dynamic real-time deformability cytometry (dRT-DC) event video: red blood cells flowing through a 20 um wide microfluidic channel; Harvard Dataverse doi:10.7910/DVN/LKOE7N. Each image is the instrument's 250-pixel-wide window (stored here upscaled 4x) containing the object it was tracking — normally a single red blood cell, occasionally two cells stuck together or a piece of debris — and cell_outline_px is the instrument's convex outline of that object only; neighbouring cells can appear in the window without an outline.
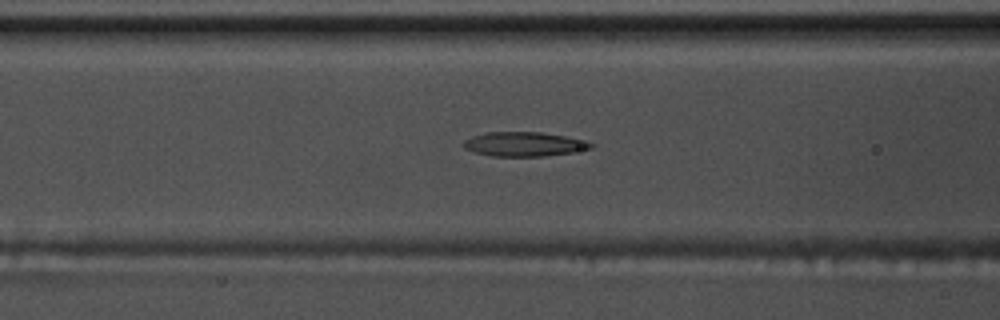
{"species": "common noctule bat (a hibernating species)", "species_latin": "Nyctalus noctula", "temperature_condition": "warm", "stored_images_in_passage": 41, "segment_of_instrument_passage": [1, 2], "camera_frame_rate_fps": 3000, "um_per_image_px": 0.085, "animal": {"sex": "male", "body_mass_g": 17.5, "forearm_length_mm": 52.3}, "frame": {"image": 1, "passage_image": 18, "time_ms": 5.667, "image_size_px": [1000, 320], "cell_outline_px": [[596, 144], [592, 148], [572, 152], [544, 156], [492, 156], [476, 152], [464, 148], [464, 140], [472, 136], [488, 132], [540, 132], [588, 140]], "centroid_in_image_um": [44.6, 12.25], "position_along_channel_um": 122.0, "area_um2": 18.03}}
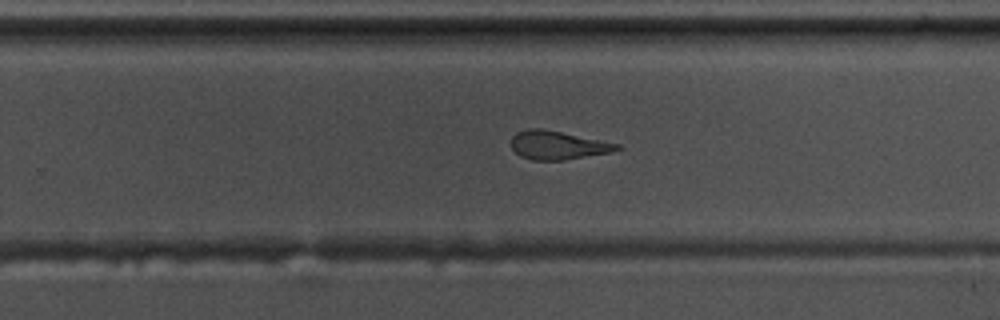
{"frame": {"image": 2, "passage_image": 31, "time_ms": 10.0, "image_size_px": [1000, 320], "cell_outline_px": [[624, 148], [612, 152], [564, 160], [532, 160], [520, 156], [512, 148], [512, 136], [516, 132], [528, 128], [540, 128], [620, 144]], "centroid_in_image_um": [47.42, 12.35], "position_along_channel_um": 282.4, "area_um2": 17.51}}
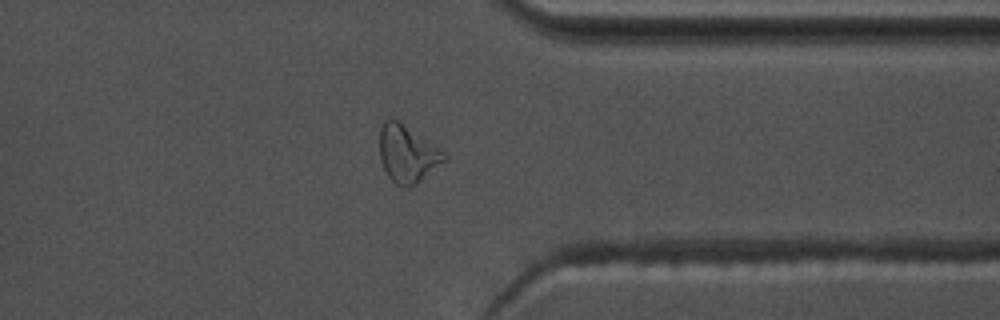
{"frame": {"image": 3, "passage_image": 39, "time_ms": 12.667, "image_size_px": [1000, 320], "cell_outline_px": [[448, 160], [416, 184], [408, 188], [404, 188], [396, 184], [388, 176], [380, 160], [380, 128], [384, 120], [392, 116], [444, 152], [448, 156]], "centroid_in_image_um": [34.62, 13.09], "position_along_channel_um": 376.8, "area_um2": 21.62}}